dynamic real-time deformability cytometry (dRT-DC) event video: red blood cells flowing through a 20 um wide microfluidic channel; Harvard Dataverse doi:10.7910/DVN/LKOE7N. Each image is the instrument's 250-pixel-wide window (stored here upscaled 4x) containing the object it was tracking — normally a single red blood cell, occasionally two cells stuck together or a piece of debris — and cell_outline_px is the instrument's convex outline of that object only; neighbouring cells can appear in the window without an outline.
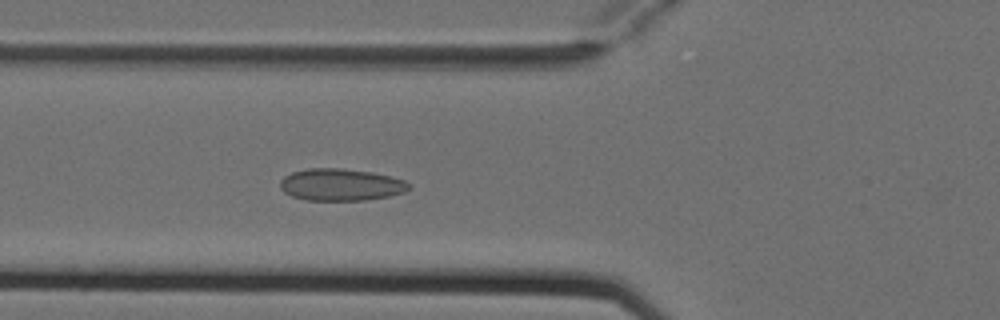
{"species": "Egyptian fruit bat (a non-hibernating species)", "species_latin": "Rousettus aegyptiacus", "temperature_condition": "cold", "stored_images_in_passage": 4, "segment_of_instrument_passage": [1, 2], "camera_frame_rate_fps": 3000, "um_per_image_px": 0.085, "animal": {"sex": "female"}, "frame": {"image": 1, "passage_image": 3, "time_ms": 0.667, "image_size_px": [1000, 320], "cell_outline_px": [[412, 188], [404, 192], [388, 196], [364, 200], [304, 200], [292, 196], [284, 192], [280, 188], [280, 180], [284, 176], [292, 172], [308, 168], [344, 168], [372, 172], [404, 180], [412, 184]], "centroid_in_image_um": [28.97, 15.69], "position_along_channel_um": 96.8, "area_um2": 24.16}}